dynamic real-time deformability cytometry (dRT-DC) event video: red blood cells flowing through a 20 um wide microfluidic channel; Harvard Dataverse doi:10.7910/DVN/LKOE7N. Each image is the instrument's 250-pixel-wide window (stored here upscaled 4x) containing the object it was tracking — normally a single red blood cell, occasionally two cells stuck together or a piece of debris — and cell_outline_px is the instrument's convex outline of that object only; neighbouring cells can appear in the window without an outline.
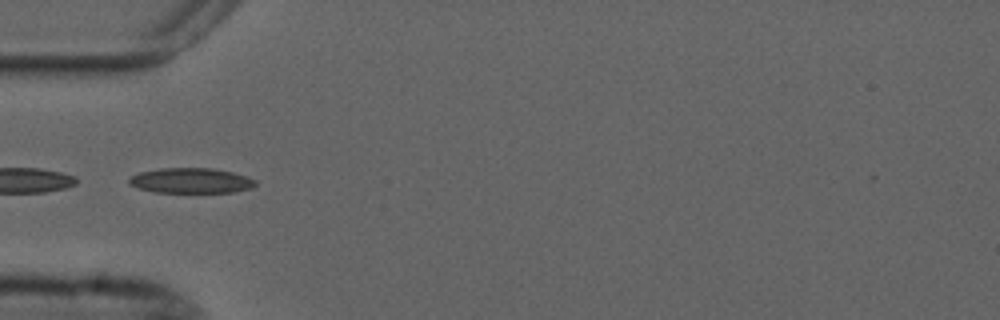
{"species": "common noctule bat (a hibernating species)", "species_latin": "Nyctalus noctula", "temperature_condition": "cold", "stored_images_in_passage": 37, "camera_frame_rate_fps": 3000, "um_per_image_px": 0.085, "animal": {"sex": "male", "forearm_length_mm": 52.5}, "frame": {"image": 1, "passage_image": 1, "time_ms": 0.0, "image_size_px": [1000, 320], "cell_outline_px": [[256, 184], [252, 188], [232, 192], [156, 192], [136, 188], [128, 184], [128, 180], [132, 176], [140, 172], [160, 168], [212, 168], [232, 172], [256, 180]], "centroid_in_image_um": [16.21, 15.35], "position_along_channel_um": 68.8, "area_um2": 18.5}}
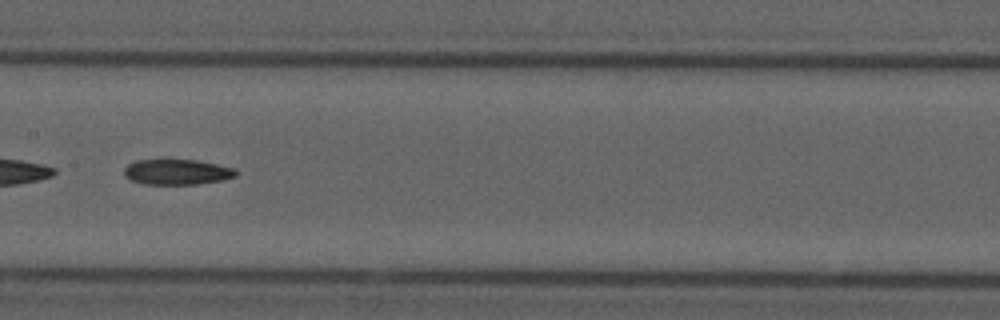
{"frame": {"image": 2, "passage_image": 11, "time_ms": 3.333, "image_size_px": [1000, 320], "cell_outline_px": [[236, 176], [220, 180], [196, 184], [144, 184], [132, 180], [124, 176], [124, 168], [128, 164], [136, 160], [196, 160], [236, 168]], "centroid_in_image_um": [15.02, 14.61], "position_along_channel_um": 192.4, "area_um2": 16.42}}